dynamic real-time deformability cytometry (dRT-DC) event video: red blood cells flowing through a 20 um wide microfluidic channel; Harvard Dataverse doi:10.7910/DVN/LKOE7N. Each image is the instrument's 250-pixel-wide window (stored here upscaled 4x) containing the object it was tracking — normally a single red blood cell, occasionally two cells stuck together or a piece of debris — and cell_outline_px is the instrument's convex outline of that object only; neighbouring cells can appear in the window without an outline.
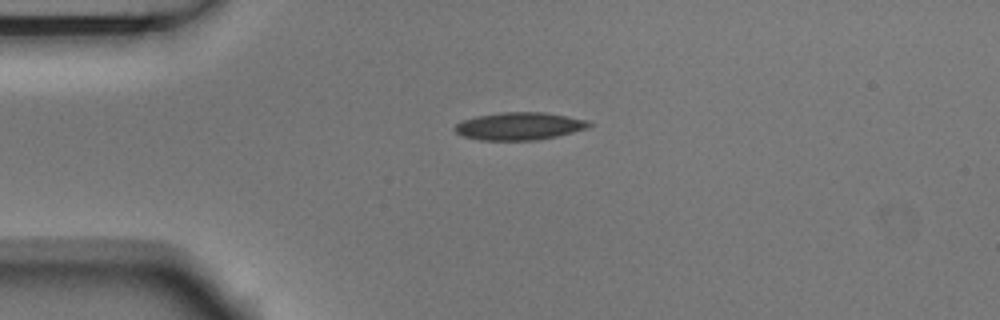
{"species": "Egyptian fruit bat (a non-hibernating species)", "species_latin": "Rousettus aegyptiacus", "temperature_condition": "room temperature", "stored_images_in_passage": 2, "camera_frame_rate_fps": 3000, "um_per_image_px": 0.085, "animal": {"sex": "male"}, "frame": {"image": 1, "passage_image": 1, "time_ms": 0.0, "image_size_px": [1000, 320], "cell_outline_px": [[592, 124], [588, 128], [556, 136], [536, 140], [480, 140], [464, 136], [456, 132], [452, 128], [460, 120], [476, 116], [500, 112], [544, 112], [588, 120]], "centroid_in_image_um": [44.11, 10.71], "position_along_channel_um": 40.9, "area_um2": 21.62}}